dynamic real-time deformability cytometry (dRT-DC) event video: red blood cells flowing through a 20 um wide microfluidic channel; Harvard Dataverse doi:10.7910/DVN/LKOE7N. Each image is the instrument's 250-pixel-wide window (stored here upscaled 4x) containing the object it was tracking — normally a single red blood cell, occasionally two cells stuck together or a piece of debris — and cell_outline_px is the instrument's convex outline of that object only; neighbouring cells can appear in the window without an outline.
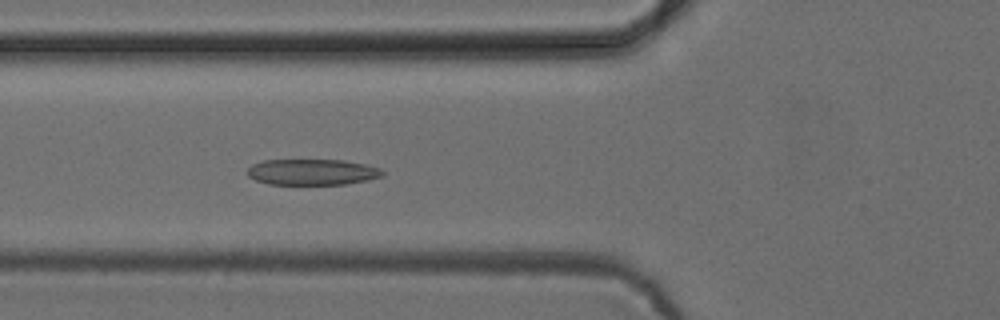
{"species": "common noctule bat (a hibernating species)", "species_latin": "Nyctalus noctula", "temperature_condition": "cold", "stored_images_in_passage": 52, "camera_frame_rate_fps": 3000, "um_per_image_px": 0.085, "animal": {"sex": "female", "body_mass_g": 24.6, "forearm_length_mm": 56.2}, "frame": {"image": 1, "passage_image": 19, "time_ms": 6.0, "image_size_px": [1000, 320], "cell_outline_px": [[384, 176], [368, 180], [344, 184], [268, 184], [256, 180], [248, 176], [244, 172], [252, 164], [264, 160], [344, 160], [364, 164], [380, 168], [384, 172]], "centroid_in_image_um": [26.52, 14.62], "position_along_channel_um": 99.3, "area_um2": 20.52}}
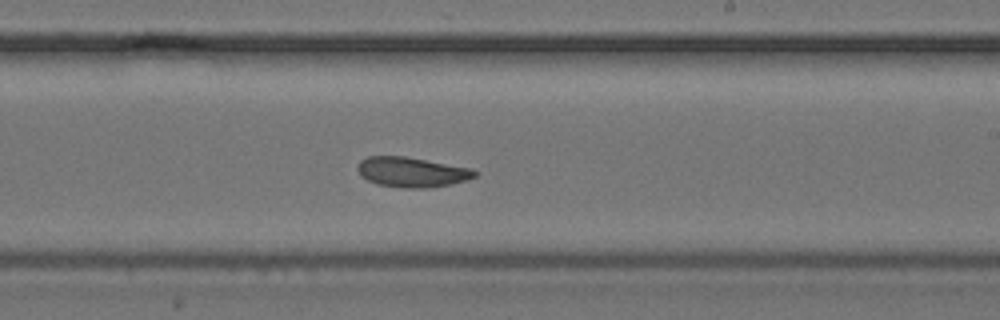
{"frame": {"image": 2, "passage_image": 31, "time_ms": 10.0, "image_size_px": [1000, 320], "cell_outline_px": [[480, 172], [476, 176], [468, 180], [452, 184], [428, 188], [404, 188], [376, 184], [360, 176], [356, 168], [360, 160], [368, 156], [404, 156], [472, 168]], "centroid_in_image_um": [35.02, 14.63], "position_along_channel_um": 254.0, "area_um2": 20.75}}
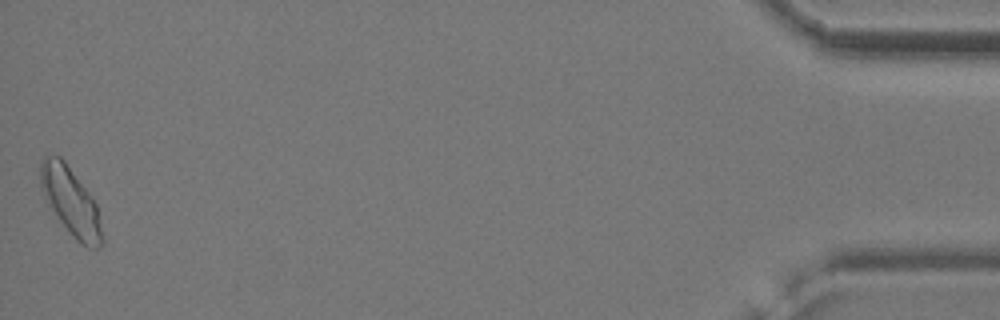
{"frame": {"image": 3, "passage_image": 52, "time_ms": 17.0, "image_size_px": [1000, 320], "cell_outline_px": [[104, 244], [100, 248], [88, 248], [80, 244], [68, 232], [44, 196], [40, 188], [40, 160], [44, 156], [60, 156], [64, 160], [92, 196], [96, 204], [104, 240]], "centroid_in_image_um": [6.03, 17.15], "position_along_channel_um": 429.2, "area_um2": 24.33}, "authors_computed_cell_mechanics": {"area_um2": 21.2993, "velocity_mm_per_s": 3.8603, "shape_relaxation_time_tau1_ms": 2.2022, "shape_relaxation_time_tau2_ms": 3.5803, "deformation_change_tau1": 0.1041, "deformation_change_tau2": 0.1158}}